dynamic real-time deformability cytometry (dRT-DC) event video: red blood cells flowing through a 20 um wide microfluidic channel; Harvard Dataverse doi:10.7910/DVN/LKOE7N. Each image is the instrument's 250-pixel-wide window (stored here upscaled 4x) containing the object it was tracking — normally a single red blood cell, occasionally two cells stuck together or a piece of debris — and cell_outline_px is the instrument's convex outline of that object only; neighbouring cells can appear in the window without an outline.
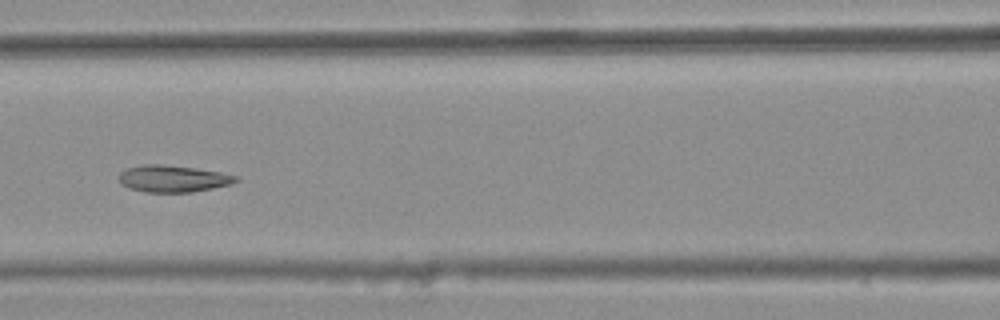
{"species": "common noctule bat (a hibernating species)", "species_latin": "Nyctalus noctula", "temperature_condition": "warm", "stored_images_in_passage": 8, "camera_frame_rate_fps": 3000, "um_per_image_px": 0.085, "animal": {"sex": "female", "body_mass_g": 25.1}, "frame": {"image": 1, "passage_image": 6, "time_ms": 1.667, "image_size_px": [1000, 320], "cell_outline_px": [[240, 180], [232, 184], [192, 192], [144, 192], [128, 188], [120, 184], [120, 172], [128, 168], [144, 164], [160, 164], [196, 168], [220, 172], [236, 176]], "centroid_in_image_um": [14.7, 15.19], "position_along_channel_um": 151.9, "area_um2": 18.26}}
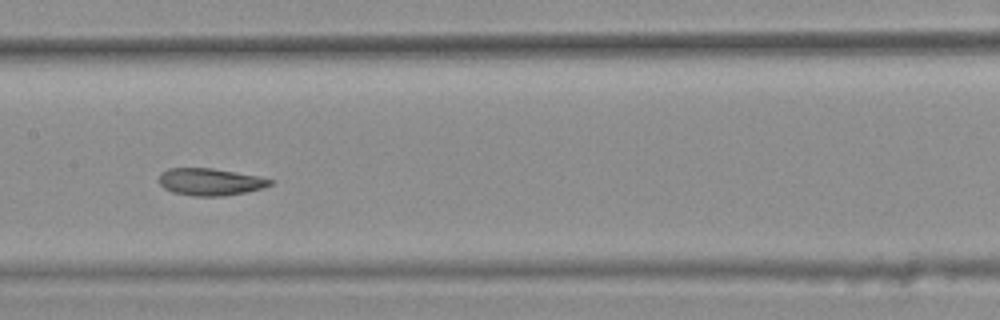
{"frame": {"image": 2, "passage_image": 7, "time_ms": 2.0, "image_size_px": [1000, 320], "cell_outline_px": [[276, 180], [272, 184], [264, 188], [224, 196], [192, 196], [172, 192], [164, 188], [160, 184], [160, 172], [168, 168], [212, 168], [260, 176]], "centroid_in_image_um": [17.9, 15.45], "position_along_channel_um": 189.5, "area_um2": 17.74}}
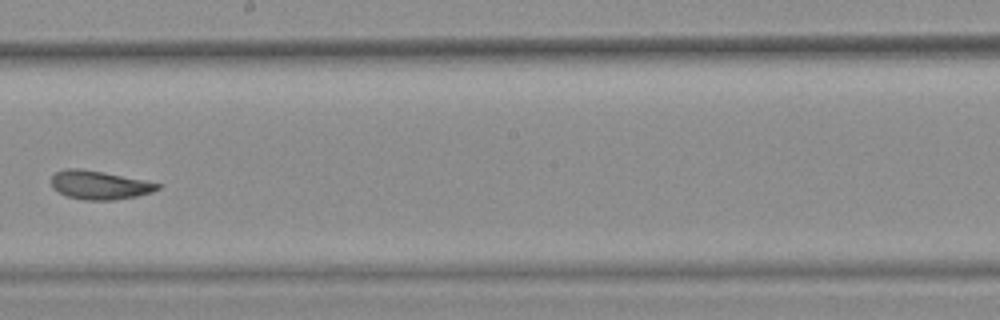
{"frame": {"image": 3, "passage_image": 8, "time_ms": 2.333, "image_size_px": [1000, 320], "cell_outline_px": [[160, 188], [152, 192], [136, 196], [112, 200], [84, 200], [68, 196], [52, 188], [52, 176], [56, 172], [64, 168], [80, 168], [104, 172], [144, 180], [160, 184]], "centroid_in_image_um": [8.44, 15.72], "position_along_channel_um": 239.8, "area_um2": 17.63}}